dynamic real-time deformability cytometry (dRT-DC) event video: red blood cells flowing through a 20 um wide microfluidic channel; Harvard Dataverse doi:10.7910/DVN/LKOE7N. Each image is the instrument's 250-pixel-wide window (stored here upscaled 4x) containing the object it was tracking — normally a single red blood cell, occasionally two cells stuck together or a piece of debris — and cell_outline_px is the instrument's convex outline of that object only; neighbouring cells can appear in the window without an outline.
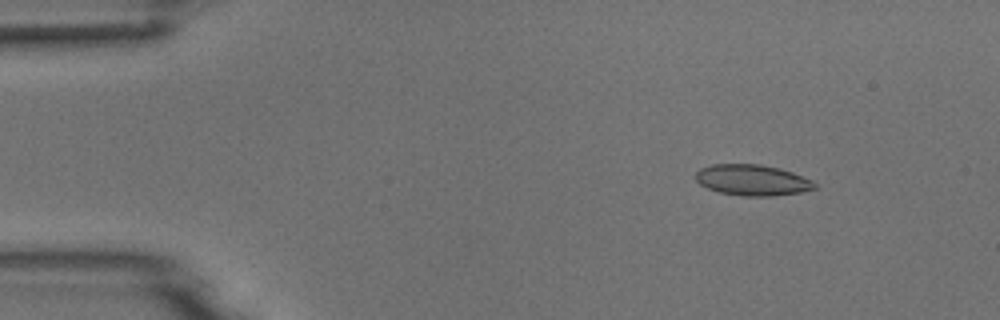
{"species": "common noctule bat (a hibernating species)", "species_latin": "Nyctalus noctula", "temperature_condition": "room temperature", "stored_images_in_passage": 4, "camera_frame_rate_fps": 3000, "um_per_image_px": 0.085, "animal": {"sex": "male", "body_mass_g": 18.8}, "frame": {"image": 1, "passage_image": 1, "time_ms": 0.0, "image_size_px": [1000, 320], "cell_outline_px": [[816, 188], [800, 192], [772, 196], [744, 196], [720, 192], [708, 188], [700, 184], [696, 180], [696, 172], [700, 168], [712, 164], [760, 164], [792, 172], [812, 180], [816, 184]], "centroid_in_image_um": [63.94, 15.3], "position_along_channel_um": 21.1, "area_um2": 21.27}}
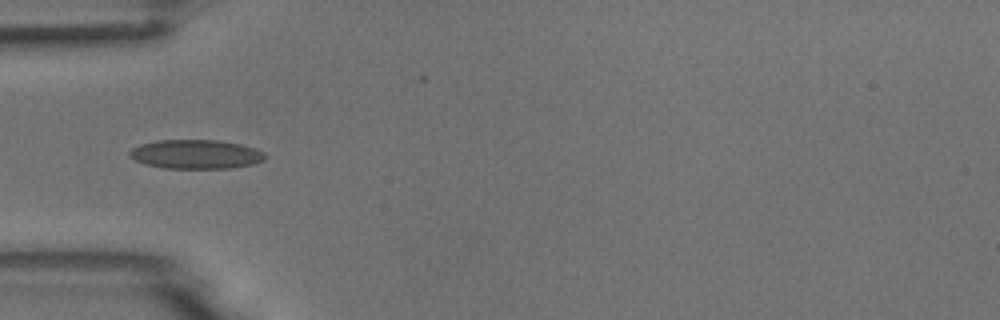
{"frame": {"image": 2, "passage_image": 4, "time_ms": 1.0, "image_size_px": [1000, 320], "cell_outline_px": [[268, 156], [264, 160], [252, 164], [228, 168], [164, 168], [144, 164], [136, 160], [128, 152], [132, 148], [140, 144], [156, 140], [216, 140], [240, 144], [256, 148], [264, 152]], "centroid_in_image_um": [16.67, 13.1], "position_along_channel_um": 68.3, "area_um2": 22.95}}